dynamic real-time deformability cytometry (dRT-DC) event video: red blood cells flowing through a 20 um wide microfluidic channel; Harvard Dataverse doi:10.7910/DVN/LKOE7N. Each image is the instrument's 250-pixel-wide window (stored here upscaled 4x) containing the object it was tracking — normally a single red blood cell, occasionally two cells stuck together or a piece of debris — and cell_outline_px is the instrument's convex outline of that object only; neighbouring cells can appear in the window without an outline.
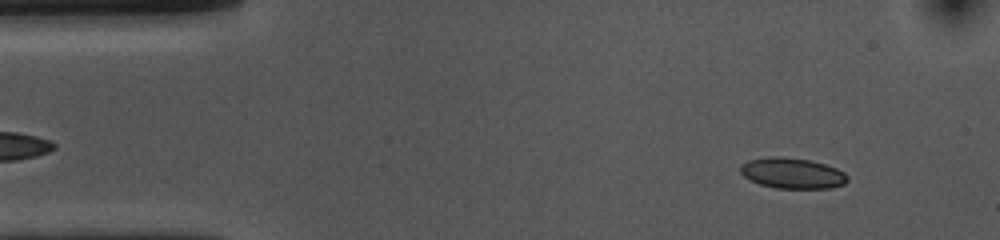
{"species": "common noctule bat (a hibernating species)", "species_latin": "Nyctalus noctula", "temperature_condition": "cold", "stored_images_in_passage": 52, "camera_frame_rate_fps": 3000, "um_per_image_px": 0.085, "animal": {"sex": "female", "body_mass_g": 10.0, "forearm_length_mm": 53.1}, "frame": {"image": 1, "passage_image": 4, "time_ms": 1.0, "image_size_px": [1000, 240], "cell_outline_px": [[848, 180], [844, 184], [832, 188], [776, 188], [760, 184], [744, 176], [740, 172], [740, 164], [748, 160], [768, 156], [780, 156], [808, 160], [824, 164], [836, 168], [844, 172], [848, 176]], "centroid_in_image_um": [67.34, 14.71], "position_along_channel_um": 17.7, "area_um2": 19.13}}
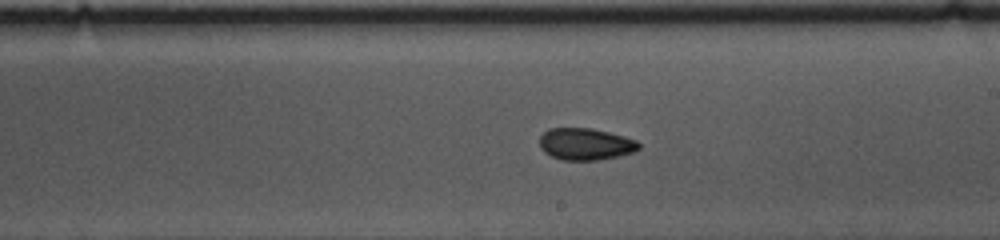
{"frame": {"image": 2, "passage_image": 28, "time_ms": 9.0, "image_size_px": [1000, 240], "cell_outline_px": [[640, 148], [636, 152], [596, 160], [560, 160], [544, 152], [540, 148], [540, 136], [548, 128], [592, 128], [624, 136], [636, 140], [640, 144]], "centroid_in_image_um": [49.76, 12.24], "position_along_channel_um": 239.2, "area_um2": 18.5}}
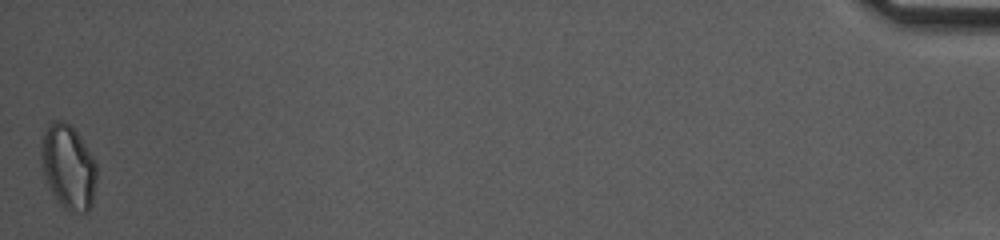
{"frame": {"image": 3, "passage_image": 52, "time_ms": 17.0, "image_size_px": [1000, 240], "cell_outline_px": [[96, 180], [92, 204], [88, 212], [72, 212], [64, 208], [60, 204], [52, 192], [44, 176], [40, 156], [40, 148], [44, 132], [48, 124], [52, 120], [64, 120], [72, 124], [96, 160]], "centroid_in_image_um": [5.81, 14.15], "position_along_channel_um": 429.4, "area_um2": 27.69}, "authors_computed_cell_mechanics": {"area_um2": 18.9873, "velocity_mm_per_s": 3.6507, "shape_relaxation_time_tau1_ms": 4.4779, "shape_relaxation_time_tau2_ms": 4.0675, "deformation_change_tau1": 0.0837, "deformation_change_tau2": 0.0813}}